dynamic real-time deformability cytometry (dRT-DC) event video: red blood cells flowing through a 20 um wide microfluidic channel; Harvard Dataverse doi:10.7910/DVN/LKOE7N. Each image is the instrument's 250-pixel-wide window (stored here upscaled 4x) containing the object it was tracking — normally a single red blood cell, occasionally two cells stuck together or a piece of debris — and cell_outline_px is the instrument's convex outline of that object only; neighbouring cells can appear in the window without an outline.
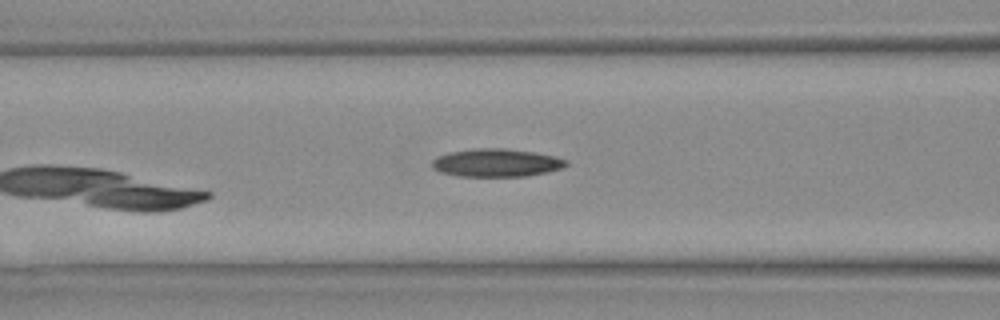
{"species": "Egyptian fruit bat (a non-hibernating species)", "species_latin": "Rousettus aegyptiacus", "temperature_condition": "warm", "stored_images_in_passage": 10, "camera_frame_rate_fps": 3000, "um_per_image_px": 0.085, "animal": {"sex": "female"}, "frame": {"image": 1, "passage_image": 10, "time_ms": 3.0, "image_size_px": [1000, 320], "cell_outline_px": [[568, 164], [560, 168], [544, 172], [524, 176], [460, 176], [440, 172], [432, 168], [432, 160], [436, 156], [448, 152], [476, 148], [504, 148], [536, 152], [556, 156], [568, 160]], "centroid_in_image_um": [42.16, 13.82], "position_along_channel_um": 124.4, "area_um2": 21.91}}